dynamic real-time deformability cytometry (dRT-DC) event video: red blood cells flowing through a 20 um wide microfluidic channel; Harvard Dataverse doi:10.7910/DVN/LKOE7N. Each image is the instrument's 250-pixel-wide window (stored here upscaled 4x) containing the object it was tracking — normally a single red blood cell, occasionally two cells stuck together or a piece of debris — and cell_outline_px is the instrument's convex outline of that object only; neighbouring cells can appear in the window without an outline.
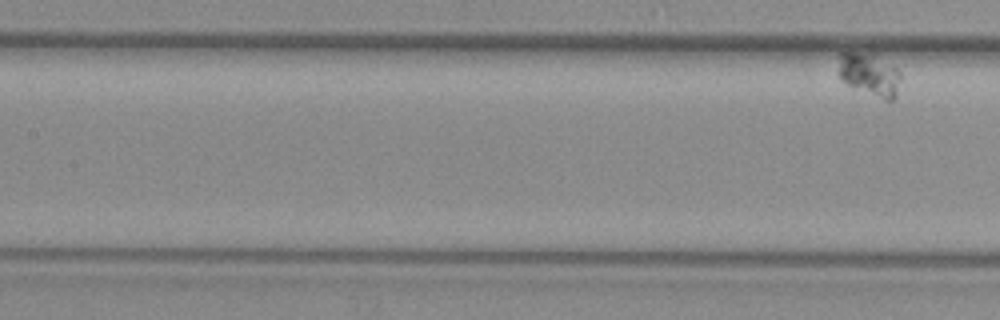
{"species": "common noctule bat (a hibernating species)", "species_latin": "Nyctalus noctula", "temperature_condition": "warm", "stored_images_in_passage": 23, "segment_of_instrument_passage": [2, 2], "camera_frame_rate_fps": 3000, "um_per_image_px": 0.085, "animal": {"sex": "female", "body_mass_g": 29.2, "forearm_length_mm": 56.3}, "frame": {"image": 1, "passage_image": 23, "time_ms": 7.333, "image_size_px": [1000, 320], "cell_outline_px": [[900, 80], [896, 96], [892, 100], [884, 100], [848, 84], [840, 80], [836, 72], [840, 52], [872, 52], [896, 68], [900, 72]], "centroid_in_image_um": [73.87, 6.29], "position_along_channel_um": 133.5, "area_um2": 15.78}}